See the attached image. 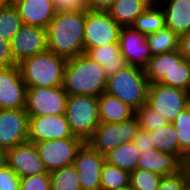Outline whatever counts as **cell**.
<instances>
[{"label": "cell", "instance_id": "60d3db41", "mask_svg": "<svg viewBox=\"0 0 190 190\" xmlns=\"http://www.w3.org/2000/svg\"><path fill=\"white\" fill-rule=\"evenodd\" d=\"M57 11H78L86 9L84 0H53Z\"/></svg>", "mask_w": 190, "mask_h": 190}, {"label": "cell", "instance_id": "44dd1931", "mask_svg": "<svg viewBox=\"0 0 190 190\" xmlns=\"http://www.w3.org/2000/svg\"><path fill=\"white\" fill-rule=\"evenodd\" d=\"M85 54L103 67L107 77L127 66V62L121 54L119 43L89 48Z\"/></svg>", "mask_w": 190, "mask_h": 190}, {"label": "cell", "instance_id": "f35d334b", "mask_svg": "<svg viewBox=\"0 0 190 190\" xmlns=\"http://www.w3.org/2000/svg\"><path fill=\"white\" fill-rule=\"evenodd\" d=\"M16 65L11 55L10 41L0 36V68H8Z\"/></svg>", "mask_w": 190, "mask_h": 190}, {"label": "cell", "instance_id": "4dcf8cb0", "mask_svg": "<svg viewBox=\"0 0 190 190\" xmlns=\"http://www.w3.org/2000/svg\"><path fill=\"white\" fill-rule=\"evenodd\" d=\"M51 190H82L74 165L50 172Z\"/></svg>", "mask_w": 190, "mask_h": 190}, {"label": "cell", "instance_id": "d4e9b609", "mask_svg": "<svg viewBox=\"0 0 190 190\" xmlns=\"http://www.w3.org/2000/svg\"><path fill=\"white\" fill-rule=\"evenodd\" d=\"M139 156L140 152L133 142L124 143L105 154V161L130 173L136 169Z\"/></svg>", "mask_w": 190, "mask_h": 190}, {"label": "cell", "instance_id": "f6af8a7d", "mask_svg": "<svg viewBox=\"0 0 190 190\" xmlns=\"http://www.w3.org/2000/svg\"><path fill=\"white\" fill-rule=\"evenodd\" d=\"M183 167L185 168L187 175H188V180H189V187H190V154L186 157Z\"/></svg>", "mask_w": 190, "mask_h": 190}, {"label": "cell", "instance_id": "6da1fadb", "mask_svg": "<svg viewBox=\"0 0 190 190\" xmlns=\"http://www.w3.org/2000/svg\"><path fill=\"white\" fill-rule=\"evenodd\" d=\"M86 9L57 11L47 27V50L66 59L85 53Z\"/></svg>", "mask_w": 190, "mask_h": 190}, {"label": "cell", "instance_id": "5bb4252c", "mask_svg": "<svg viewBox=\"0 0 190 190\" xmlns=\"http://www.w3.org/2000/svg\"><path fill=\"white\" fill-rule=\"evenodd\" d=\"M27 86L18 65L0 68V109H25Z\"/></svg>", "mask_w": 190, "mask_h": 190}, {"label": "cell", "instance_id": "1f68e13d", "mask_svg": "<svg viewBox=\"0 0 190 190\" xmlns=\"http://www.w3.org/2000/svg\"><path fill=\"white\" fill-rule=\"evenodd\" d=\"M172 124L178 133L179 159L184 163L190 154V107L184 109Z\"/></svg>", "mask_w": 190, "mask_h": 190}, {"label": "cell", "instance_id": "cb8c5ba5", "mask_svg": "<svg viewBox=\"0 0 190 190\" xmlns=\"http://www.w3.org/2000/svg\"><path fill=\"white\" fill-rule=\"evenodd\" d=\"M182 58L178 50L152 55L144 68L148 83H160L164 78H169L173 68V60H181Z\"/></svg>", "mask_w": 190, "mask_h": 190}, {"label": "cell", "instance_id": "484cf974", "mask_svg": "<svg viewBox=\"0 0 190 190\" xmlns=\"http://www.w3.org/2000/svg\"><path fill=\"white\" fill-rule=\"evenodd\" d=\"M132 27L145 34L155 33L165 27V14L159 4H150L147 9L140 14Z\"/></svg>", "mask_w": 190, "mask_h": 190}, {"label": "cell", "instance_id": "5b68a950", "mask_svg": "<svg viewBox=\"0 0 190 190\" xmlns=\"http://www.w3.org/2000/svg\"><path fill=\"white\" fill-rule=\"evenodd\" d=\"M65 117L72 134L86 142L100 123L98 97L68 96Z\"/></svg>", "mask_w": 190, "mask_h": 190}, {"label": "cell", "instance_id": "4316f807", "mask_svg": "<svg viewBox=\"0 0 190 190\" xmlns=\"http://www.w3.org/2000/svg\"><path fill=\"white\" fill-rule=\"evenodd\" d=\"M146 38L152 55L178 50L179 36L166 26Z\"/></svg>", "mask_w": 190, "mask_h": 190}, {"label": "cell", "instance_id": "d6a6232c", "mask_svg": "<svg viewBox=\"0 0 190 190\" xmlns=\"http://www.w3.org/2000/svg\"><path fill=\"white\" fill-rule=\"evenodd\" d=\"M160 83L190 92V61L184 58L173 60L169 78H164Z\"/></svg>", "mask_w": 190, "mask_h": 190}, {"label": "cell", "instance_id": "7dc6e473", "mask_svg": "<svg viewBox=\"0 0 190 190\" xmlns=\"http://www.w3.org/2000/svg\"><path fill=\"white\" fill-rule=\"evenodd\" d=\"M121 190H136V189L133 186L128 185L127 187H124Z\"/></svg>", "mask_w": 190, "mask_h": 190}, {"label": "cell", "instance_id": "c3c4849f", "mask_svg": "<svg viewBox=\"0 0 190 190\" xmlns=\"http://www.w3.org/2000/svg\"><path fill=\"white\" fill-rule=\"evenodd\" d=\"M8 1H10V0H0V4L6 3Z\"/></svg>", "mask_w": 190, "mask_h": 190}, {"label": "cell", "instance_id": "74e56055", "mask_svg": "<svg viewBox=\"0 0 190 190\" xmlns=\"http://www.w3.org/2000/svg\"><path fill=\"white\" fill-rule=\"evenodd\" d=\"M21 178L8 166L0 169V190H20Z\"/></svg>", "mask_w": 190, "mask_h": 190}, {"label": "cell", "instance_id": "7bdbcfd3", "mask_svg": "<svg viewBox=\"0 0 190 190\" xmlns=\"http://www.w3.org/2000/svg\"><path fill=\"white\" fill-rule=\"evenodd\" d=\"M86 9L106 11L115 0H84Z\"/></svg>", "mask_w": 190, "mask_h": 190}, {"label": "cell", "instance_id": "e575fe53", "mask_svg": "<svg viewBox=\"0 0 190 190\" xmlns=\"http://www.w3.org/2000/svg\"><path fill=\"white\" fill-rule=\"evenodd\" d=\"M140 128L146 131L158 130L168 124V122L159 115L158 112L149 107L146 103L135 111Z\"/></svg>", "mask_w": 190, "mask_h": 190}, {"label": "cell", "instance_id": "8d00e7d4", "mask_svg": "<svg viewBox=\"0 0 190 190\" xmlns=\"http://www.w3.org/2000/svg\"><path fill=\"white\" fill-rule=\"evenodd\" d=\"M20 190H51L50 173L21 178Z\"/></svg>", "mask_w": 190, "mask_h": 190}, {"label": "cell", "instance_id": "4fadbf2b", "mask_svg": "<svg viewBox=\"0 0 190 190\" xmlns=\"http://www.w3.org/2000/svg\"><path fill=\"white\" fill-rule=\"evenodd\" d=\"M105 155L96 151L87 142L75 157L74 166L78 173L82 190H101V170Z\"/></svg>", "mask_w": 190, "mask_h": 190}, {"label": "cell", "instance_id": "3957f363", "mask_svg": "<svg viewBox=\"0 0 190 190\" xmlns=\"http://www.w3.org/2000/svg\"><path fill=\"white\" fill-rule=\"evenodd\" d=\"M67 60L65 57L47 50L28 57L17 65L27 88L59 87L63 86Z\"/></svg>", "mask_w": 190, "mask_h": 190}, {"label": "cell", "instance_id": "f546056e", "mask_svg": "<svg viewBox=\"0 0 190 190\" xmlns=\"http://www.w3.org/2000/svg\"><path fill=\"white\" fill-rule=\"evenodd\" d=\"M101 190H121L130 185V173L105 161L101 170Z\"/></svg>", "mask_w": 190, "mask_h": 190}, {"label": "cell", "instance_id": "f1b7e54d", "mask_svg": "<svg viewBox=\"0 0 190 190\" xmlns=\"http://www.w3.org/2000/svg\"><path fill=\"white\" fill-rule=\"evenodd\" d=\"M149 133L155 149L161 152L173 153L179 158L178 133L172 123H168L160 129L150 131Z\"/></svg>", "mask_w": 190, "mask_h": 190}, {"label": "cell", "instance_id": "30bf717a", "mask_svg": "<svg viewBox=\"0 0 190 190\" xmlns=\"http://www.w3.org/2000/svg\"><path fill=\"white\" fill-rule=\"evenodd\" d=\"M85 141L81 138H64L36 142L39 156L47 172L74 164L78 151Z\"/></svg>", "mask_w": 190, "mask_h": 190}, {"label": "cell", "instance_id": "7a4b0ae2", "mask_svg": "<svg viewBox=\"0 0 190 190\" xmlns=\"http://www.w3.org/2000/svg\"><path fill=\"white\" fill-rule=\"evenodd\" d=\"M107 78L103 67L82 53L67 60L63 88L68 96L98 97L106 90Z\"/></svg>", "mask_w": 190, "mask_h": 190}, {"label": "cell", "instance_id": "d6986e66", "mask_svg": "<svg viewBox=\"0 0 190 190\" xmlns=\"http://www.w3.org/2000/svg\"><path fill=\"white\" fill-rule=\"evenodd\" d=\"M136 168L166 176L180 171L183 162L173 153L161 152L154 148L140 153Z\"/></svg>", "mask_w": 190, "mask_h": 190}, {"label": "cell", "instance_id": "2e32d148", "mask_svg": "<svg viewBox=\"0 0 190 190\" xmlns=\"http://www.w3.org/2000/svg\"><path fill=\"white\" fill-rule=\"evenodd\" d=\"M7 165L20 178L47 172L35 143L30 141L7 150Z\"/></svg>", "mask_w": 190, "mask_h": 190}, {"label": "cell", "instance_id": "d590c367", "mask_svg": "<svg viewBox=\"0 0 190 190\" xmlns=\"http://www.w3.org/2000/svg\"><path fill=\"white\" fill-rule=\"evenodd\" d=\"M157 190H190L185 168L183 167L175 174L162 176Z\"/></svg>", "mask_w": 190, "mask_h": 190}, {"label": "cell", "instance_id": "277c9868", "mask_svg": "<svg viewBox=\"0 0 190 190\" xmlns=\"http://www.w3.org/2000/svg\"><path fill=\"white\" fill-rule=\"evenodd\" d=\"M148 85L144 69L127 65L107 78L105 92L114 95L136 111L146 103Z\"/></svg>", "mask_w": 190, "mask_h": 190}, {"label": "cell", "instance_id": "9a60e30c", "mask_svg": "<svg viewBox=\"0 0 190 190\" xmlns=\"http://www.w3.org/2000/svg\"><path fill=\"white\" fill-rule=\"evenodd\" d=\"M64 138H79L72 134L65 114L29 117L28 141L36 143Z\"/></svg>", "mask_w": 190, "mask_h": 190}, {"label": "cell", "instance_id": "b9f144b4", "mask_svg": "<svg viewBox=\"0 0 190 190\" xmlns=\"http://www.w3.org/2000/svg\"><path fill=\"white\" fill-rule=\"evenodd\" d=\"M178 51L184 59L190 61V32L179 36Z\"/></svg>", "mask_w": 190, "mask_h": 190}, {"label": "cell", "instance_id": "603a6c76", "mask_svg": "<svg viewBox=\"0 0 190 190\" xmlns=\"http://www.w3.org/2000/svg\"><path fill=\"white\" fill-rule=\"evenodd\" d=\"M149 5L146 0H115L106 11L121 27H130Z\"/></svg>", "mask_w": 190, "mask_h": 190}, {"label": "cell", "instance_id": "ffe728a7", "mask_svg": "<svg viewBox=\"0 0 190 190\" xmlns=\"http://www.w3.org/2000/svg\"><path fill=\"white\" fill-rule=\"evenodd\" d=\"M165 26L178 36L190 32V0H162Z\"/></svg>", "mask_w": 190, "mask_h": 190}, {"label": "cell", "instance_id": "ee69618b", "mask_svg": "<svg viewBox=\"0 0 190 190\" xmlns=\"http://www.w3.org/2000/svg\"><path fill=\"white\" fill-rule=\"evenodd\" d=\"M7 165V150L0 147V169Z\"/></svg>", "mask_w": 190, "mask_h": 190}, {"label": "cell", "instance_id": "836d02e7", "mask_svg": "<svg viewBox=\"0 0 190 190\" xmlns=\"http://www.w3.org/2000/svg\"><path fill=\"white\" fill-rule=\"evenodd\" d=\"M161 179V175L140 168L130 172V185L136 190H157Z\"/></svg>", "mask_w": 190, "mask_h": 190}, {"label": "cell", "instance_id": "ba28073f", "mask_svg": "<svg viewBox=\"0 0 190 190\" xmlns=\"http://www.w3.org/2000/svg\"><path fill=\"white\" fill-rule=\"evenodd\" d=\"M121 28L107 11L86 9L84 27L85 52L89 48L119 43Z\"/></svg>", "mask_w": 190, "mask_h": 190}, {"label": "cell", "instance_id": "bcb514c9", "mask_svg": "<svg viewBox=\"0 0 190 190\" xmlns=\"http://www.w3.org/2000/svg\"><path fill=\"white\" fill-rule=\"evenodd\" d=\"M146 1L149 2L150 4H160L162 0H146Z\"/></svg>", "mask_w": 190, "mask_h": 190}, {"label": "cell", "instance_id": "8992f818", "mask_svg": "<svg viewBox=\"0 0 190 190\" xmlns=\"http://www.w3.org/2000/svg\"><path fill=\"white\" fill-rule=\"evenodd\" d=\"M139 129L136 116L119 123L100 122L86 142L105 155L120 144L133 142Z\"/></svg>", "mask_w": 190, "mask_h": 190}, {"label": "cell", "instance_id": "ac0fdd59", "mask_svg": "<svg viewBox=\"0 0 190 190\" xmlns=\"http://www.w3.org/2000/svg\"><path fill=\"white\" fill-rule=\"evenodd\" d=\"M22 23L47 29L57 13L53 0H12Z\"/></svg>", "mask_w": 190, "mask_h": 190}, {"label": "cell", "instance_id": "83f0119b", "mask_svg": "<svg viewBox=\"0 0 190 190\" xmlns=\"http://www.w3.org/2000/svg\"><path fill=\"white\" fill-rule=\"evenodd\" d=\"M22 25L19 11L12 0L0 4V36L10 41Z\"/></svg>", "mask_w": 190, "mask_h": 190}, {"label": "cell", "instance_id": "8fae6325", "mask_svg": "<svg viewBox=\"0 0 190 190\" xmlns=\"http://www.w3.org/2000/svg\"><path fill=\"white\" fill-rule=\"evenodd\" d=\"M29 115L25 109H0V147L9 150L28 141Z\"/></svg>", "mask_w": 190, "mask_h": 190}, {"label": "cell", "instance_id": "9c48e42d", "mask_svg": "<svg viewBox=\"0 0 190 190\" xmlns=\"http://www.w3.org/2000/svg\"><path fill=\"white\" fill-rule=\"evenodd\" d=\"M67 98L63 86L29 87L25 110L29 117L65 114Z\"/></svg>", "mask_w": 190, "mask_h": 190}, {"label": "cell", "instance_id": "e0dca14e", "mask_svg": "<svg viewBox=\"0 0 190 190\" xmlns=\"http://www.w3.org/2000/svg\"><path fill=\"white\" fill-rule=\"evenodd\" d=\"M119 46L127 65L144 69L152 57L146 35L132 26L121 28Z\"/></svg>", "mask_w": 190, "mask_h": 190}, {"label": "cell", "instance_id": "7c38bea8", "mask_svg": "<svg viewBox=\"0 0 190 190\" xmlns=\"http://www.w3.org/2000/svg\"><path fill=\"white\" fill-rule=\"evenodd\" d=\"M11 55L16 64L47 51V30L23 24L10 40Z\"/></svg>", "mask_w": 190, "mask_h": 190}, {"label": "cell", "instance_id": "52a82bcc", "mask_svg": "<svg viewBox=\"0 0 190 190\" xmlns=\"http://www.w3.org/2000/svg\"><path fill=\"white\" fill-rule=\"evenodd\" d=\"M146 104L168 123H172L189 107V92L162 83H152L148 85Z\"/></svg>", "mask_w": 190, "mask_h": 190}, {"label": "cell", "instance_id": "7402d4cb", "mask_svg": "<svg viewBox=\"0 0 190 190\" xmlns=\"http://www.w3.org/2000/svg\"><path fill=\"white\" fill-rule=\"evenodd\" d=\"M98 100L100 122L119 123L135 116V110L105 91Z\"/></svg>", "mask_w": 190, "mask_h": 190}, {"label": "cell", "instance_id": "ab89813d", "mask_svg": "<svg viewBox=\"0 0 190 190\" xmlns=\"http://www.w3.org/2000/svg\"><path fill=\"white\" fill-rule=\"evenodd\" d=\"M133 143L136 146V149L143 153L144 151H147L148 149H154L155 145L152 141V137L150 136L149 131H146L142 128H140L137 132V135L135 136Z\"/></svg>", "mask_w": 190, "mask_h": 190}]
</instances>
